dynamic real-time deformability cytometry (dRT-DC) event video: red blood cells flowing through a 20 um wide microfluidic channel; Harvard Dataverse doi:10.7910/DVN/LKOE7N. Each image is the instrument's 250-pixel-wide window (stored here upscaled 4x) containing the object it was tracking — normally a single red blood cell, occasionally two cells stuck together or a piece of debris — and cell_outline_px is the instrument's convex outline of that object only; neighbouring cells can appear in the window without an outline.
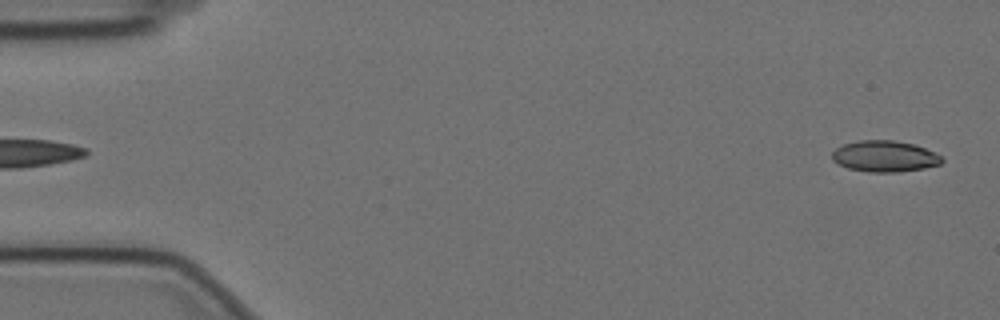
{"species": "Egyptian fruit bat (a non-hibernating species)", "species_latin": "Rousettus aegyptiacus", "temperature_condition": "cold", "stored_images_in_passage": 57, "camera_frame_rate_fps": 3000, "um_per_image_px": 0.085, "animal": {"sex": "female"}, "frame": {"image": 1, "passage_image": 2, "time_ms": 0.333, "image_size_px": [1000, 320], "cell_outline_px": [[944, 160], [940, 164], [924, 168], [900, 172], [868, 172], [848, 168], [832, 160], [832, 152], [836, 148], [844, 144], [860, 140], [892, 140], [912, 144], [924, 148], [940, 156]], "centroid_in_image_um": [75.17, 13.29], "position_along_channel_um": 9.8, "area_um2": 19.77}}
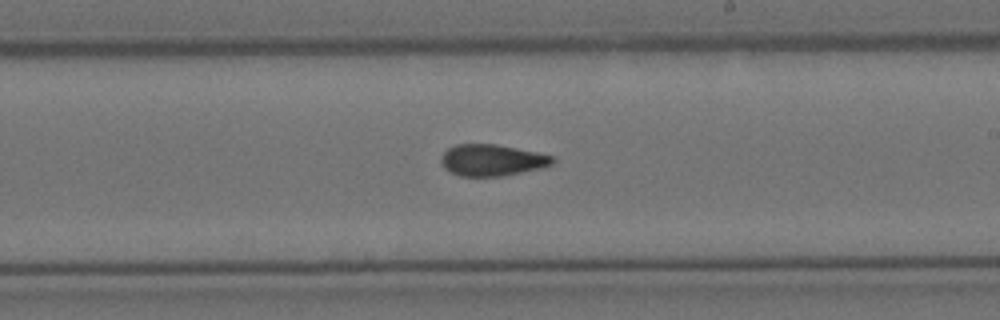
{"frame": {"image": 2, "passage_image": 33, "time_ms": 10.667, "image_size_px": [1000, 320], "cell_outline_px": [[556, 160], [552, 164], [540, 168], [500, 176], [460, 176], [444, 168], [440, 164], [440, 156], [448, 148], [456, 144], [496, 144], [536, 152], [552, 156]], "centroid_in_image_um": [41.77, 13.6], "position_along_channel_um": 247.2, "area_um2": 20.35}}
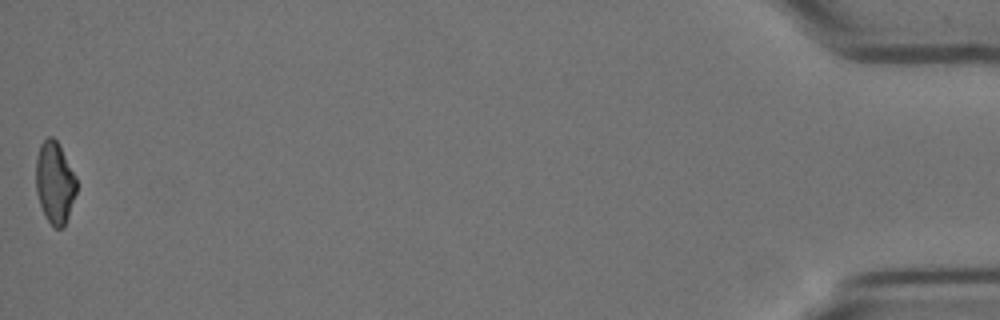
{"frame": {"image": 3, "passage_image": 57, "time_ms": 18.667, "image_size_px": [1000, 320], "cell_outline_px": [[76, 192], [64, 228], [56, 228], [48, 220], [40, 204], [36, 192], [36, 156], [40, 144], [48, 136], [52, 136], [56, 140], [76, 176]], "centroid_in_image_um": [4.64, 15.5], "position_along_channel_um": 430.6, "area_um2": 19.13}, "authors_computed_cell_mechanics": {"area_um2": 20.5768, "velocity_mm_per_s": 3.5107, "shape_relaxation_time_tau1_ms": 11.2072, "shape_relaxation_time_tau2_ms": 4.4542, "deformation_change_tau1": 0.2019, "deformation_change_tau2": 0.0919}}